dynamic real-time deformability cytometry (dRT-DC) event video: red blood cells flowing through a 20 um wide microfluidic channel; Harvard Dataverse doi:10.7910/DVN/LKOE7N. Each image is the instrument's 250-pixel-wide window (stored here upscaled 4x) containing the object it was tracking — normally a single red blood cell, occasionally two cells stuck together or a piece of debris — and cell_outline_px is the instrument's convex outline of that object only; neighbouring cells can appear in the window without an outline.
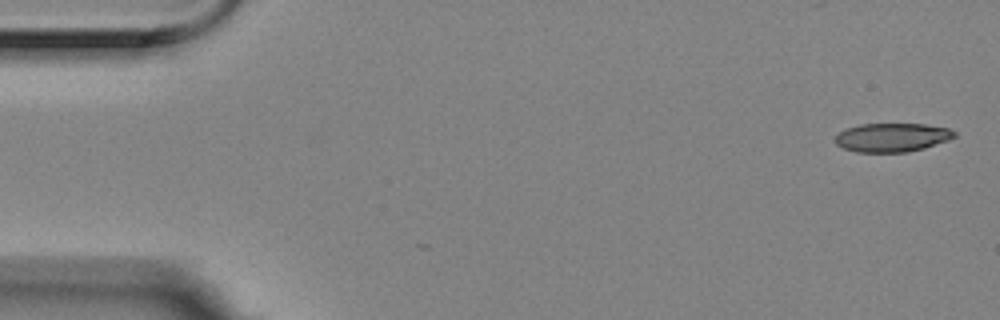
{"species": "Egyptian fruit bat (a non-hibernating species)", "species_latin": "Rousettus aegyptiacus", "temperature_condition": "room temperature", "stored_images_in_passage": 4, "camera_frame_rate_fps": 3000, "um_per_image_px": 0.085, "animal": {"sex": "female"}, "frame": {"image": 1, "passage_image": 1, "time_ms": 0.0, "image_size_px": [1000, 320], "cell_outline_px": [[956, 136], [948, 140], [924, 148], [908, 152], [856, 152], [844, 148], [836, 144], [836, 136], [840, 132], [848, 128], [860, 124], [924, 124], [948, 128], [956, 132]], "centroid_in_image_um": [75.85, 11.68], "position_along_channel_um": 9.2, "area_um2": 19.83}}
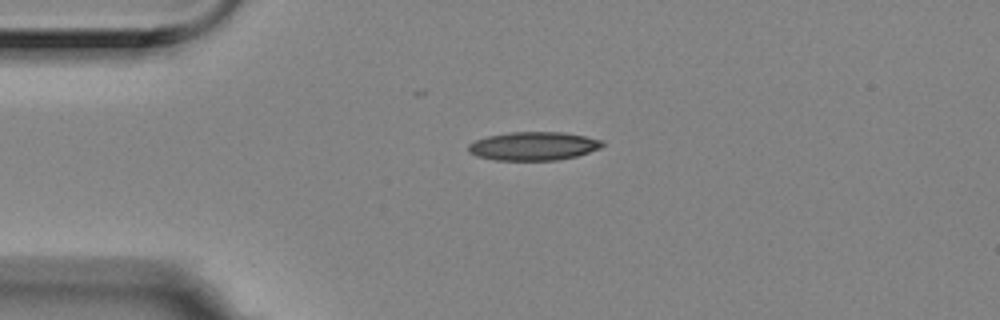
{"frame": {"image": 2, "passage_image": 3, "time_ms": 0.667, "image_size_px": [1000, 320], "cell_outline_px": [[604, 144], [600, 148], [576, 156], [560, 160], [496, 160], [476, 156], [468, 152], [468, 144], [476, 140], [488, 136], [508, 132], [564, 132], [604, 140]], "centroid_in_image_um": [45.34, 12.41], "position_along_channel_um": 39.7, "area_um2": 22.31}}